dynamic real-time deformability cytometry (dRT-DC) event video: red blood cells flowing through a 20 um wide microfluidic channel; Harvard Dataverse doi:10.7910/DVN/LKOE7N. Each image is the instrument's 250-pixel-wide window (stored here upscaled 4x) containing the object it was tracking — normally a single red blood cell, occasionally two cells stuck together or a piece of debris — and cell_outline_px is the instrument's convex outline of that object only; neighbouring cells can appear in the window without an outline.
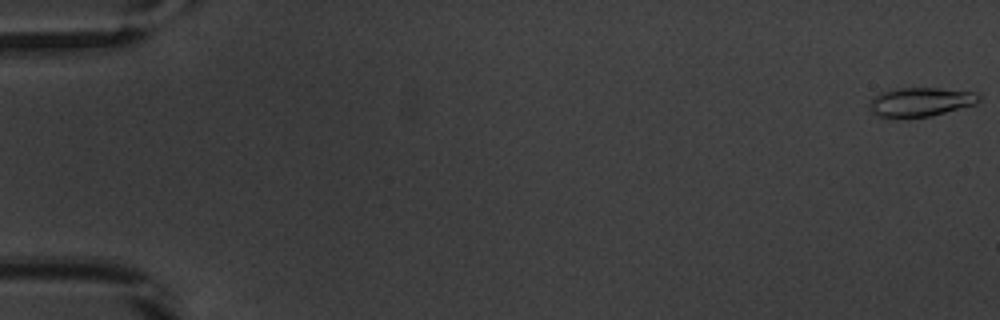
{"species": "common noctule bat (a hibernating species)", "species_latin": "Nyctalus noctula", "temperature_condition": "warm", "stored_images_in_passage": 13, "camera_frame_rate_fps": 3000, "um_per_image_px": 0.085, "animal": {"sex": "male", "body_mass_g": 20.1, "forearm_length_mm": 53.5}, "frame": {"image": 1, "passage_image": 1, "time_ms": 0.0, "image_size_px": [1000, 320], "cell_outline_px": [[980, 100], [976, 104], [932, 116], [900, 120], [896, 120], [880, 116], [872, 112], [868, 108], [868, 104], [880, 92], [892, 88], [940, 88], [980, 92]], "centroid_in_image_um": [78.24, 8.69], "position_along_channel_um": 6.8, "area_um2": 19.25}}